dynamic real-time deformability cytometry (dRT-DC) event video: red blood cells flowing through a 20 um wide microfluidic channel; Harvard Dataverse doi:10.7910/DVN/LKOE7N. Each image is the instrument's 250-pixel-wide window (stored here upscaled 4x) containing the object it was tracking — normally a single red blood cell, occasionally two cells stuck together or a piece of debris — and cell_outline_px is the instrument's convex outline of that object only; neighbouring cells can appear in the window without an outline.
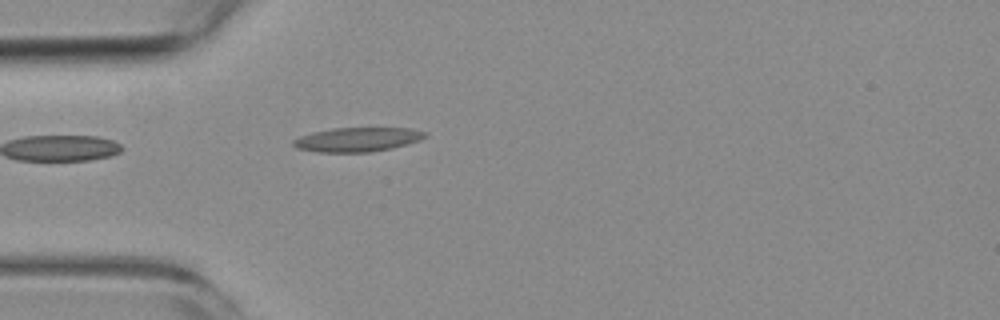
{"species": "common noctule bat (a hibernating species)", "species_latin": "Nyctalus noctula", "temperature_condition": "room temperature", "stored_images_in_passage": 5, "camera_frame_rate_fps": 3000, "um_per_image_px": 0.085, "animal": {"sex": "female", "body_mass_g": 19.3, "forearm_length_mm": 54.1}, "frame": {"image": 1, "passage_image": 5, "time_ms": 4.667, "image_size_px": [1000, 320], "cell_outline_px": [[428, 136], [420, 140], [392, 148], [368, 152], [316, 152], [296, 148], [292, 144], [292, 140], [300, 136], [312, 132], [332, 128], [408, 128], [428, 132]], "centroid_in_image_um": [30.37, 11.85], "position_along_channel_um": 54.6, "area_um2": 18.67}}